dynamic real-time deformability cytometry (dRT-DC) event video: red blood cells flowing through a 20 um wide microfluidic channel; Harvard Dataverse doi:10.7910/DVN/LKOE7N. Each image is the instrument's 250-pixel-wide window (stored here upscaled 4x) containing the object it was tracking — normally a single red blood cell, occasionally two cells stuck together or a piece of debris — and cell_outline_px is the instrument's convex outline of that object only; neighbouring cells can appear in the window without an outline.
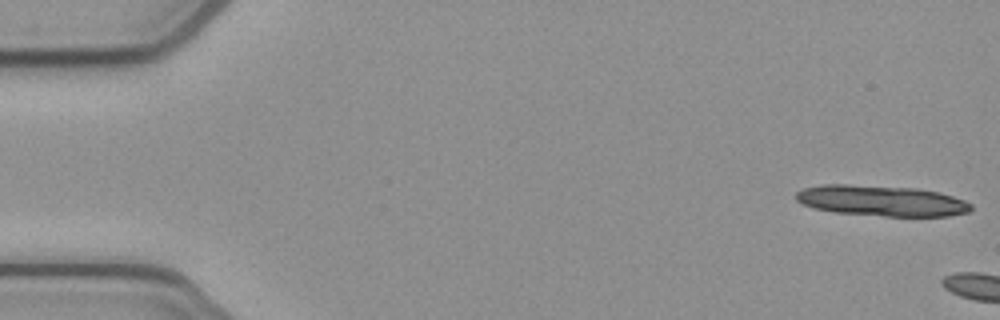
{"species": "common noctule bat (a hibernating species)", "species_latin": "Nyctalus noctula", "temperature_condition": "cold", "stored_images_in_passage": 4, "camera_frame_rate_fps": 3000, "um_per_image_px": 0.085, "animal": {"sex": "female", "body_mass_g": 21.9}, "frame": {"image": 1, "passage_image": 1, "time_ms": 0.0, "image_size_px": [1000, 320], "cell_outline_px": [[972, 208], [968, 212], [948, 216], [884, 216], [836, 212], [816, 208], [804, 204], [796, 200], [796, 192], [804, 188], [824, 184], [848, 184], [916, 188], [936, 192], [952, 196], [964, 200], [972, 204]], "centroid_in_image_um": [74.94, 17.06], "position_along_channel_um": 10.1, "area_um2": 31.1}}